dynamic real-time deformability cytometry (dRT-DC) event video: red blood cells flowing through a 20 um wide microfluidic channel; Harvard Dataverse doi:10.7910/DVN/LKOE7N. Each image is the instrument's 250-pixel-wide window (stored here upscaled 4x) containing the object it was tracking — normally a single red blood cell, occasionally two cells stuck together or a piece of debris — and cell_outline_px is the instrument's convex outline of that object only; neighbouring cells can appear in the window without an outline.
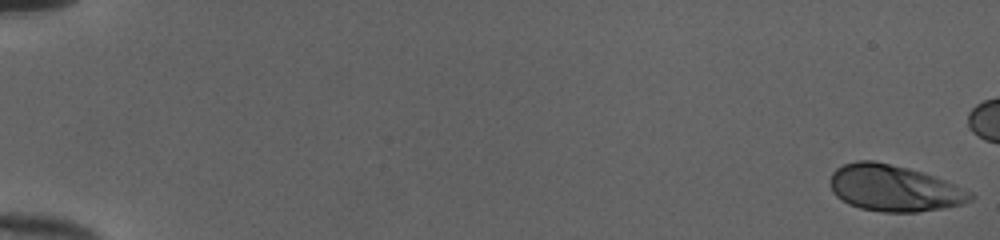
{"species": "human", "species_latin": "Homo sapiens", "temperature_condition": "cold", "stored_images_in_passage": 49, "camera_frame_rate_fps": 3000, "um_per_image_px": 0.085, "donor": {"sex": "female"}, "frame": {"image": 1, "passage_image": 1, "time_ms": 0.0, "image_size_px": [1000, 240], "cell_outline_px": [[976, 196], [972, 200], [960, 204], [940, 208], [916, 212], [884, 212], [860, 208], [848, 204], [836, 196], [832, 192], [832, 172], [836, 168], [844, 164], [856, 160], [872, 160], [908, 168], [944, 180]], "centroid_in_image_um": [75.94, 16.0], "position_along_channel_um": 9.1, "area_um2": 37.22}}
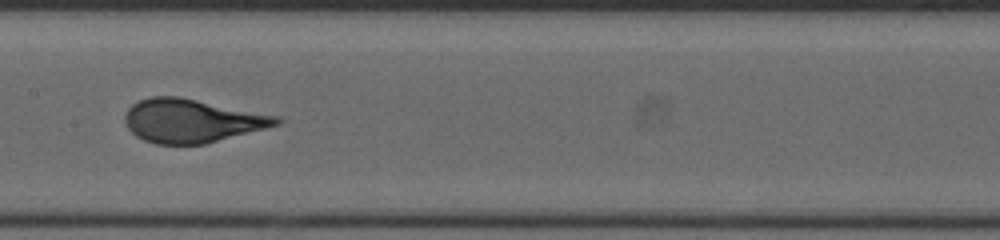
{"frame": {"image": 2, "passage_image": 29, "time_ms": 9.333, "image_size_px": [1000, 240], "cell_outline_px": [[284, 120], [280, 124], [204, 144], [156, 144], [144, 140], [136, 136], [128, 128], [124, 120], [124, 116], [128, 108], [132, 104], [140, 100], [152, 96], [180, 96], [280, 116]], "centroid_in_image_um": [16.31, 10.25], "position_along_channel_um": 191.1, "area_um2": 38.44}}
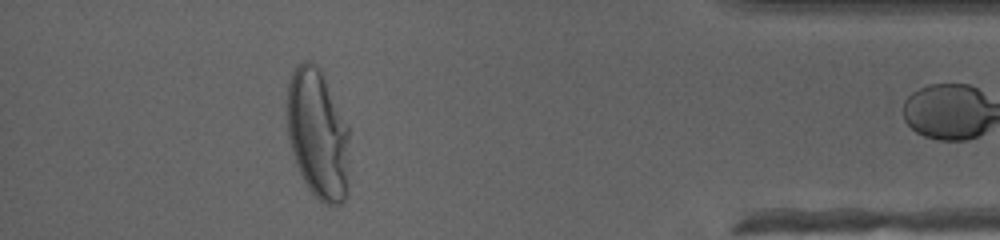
{"frame": {"image": 3, "passage_image": 48, "time_ms": 15.667, "image_size_px": [1000, 240], "cell_outline_px": [[348, 192], [344, 200], [340, 204], [324, 204], [308, 188], [296, 164], [292, 152], [288, 136], [288, 84], [292, 72], [304, 60], [308, 60], [316, 64], [320, 68], [348, 128]], "centroid_in_image_um": [27.02, 11.42], "position_along_channel_um": 408.2, "area_um2": 46.7}}